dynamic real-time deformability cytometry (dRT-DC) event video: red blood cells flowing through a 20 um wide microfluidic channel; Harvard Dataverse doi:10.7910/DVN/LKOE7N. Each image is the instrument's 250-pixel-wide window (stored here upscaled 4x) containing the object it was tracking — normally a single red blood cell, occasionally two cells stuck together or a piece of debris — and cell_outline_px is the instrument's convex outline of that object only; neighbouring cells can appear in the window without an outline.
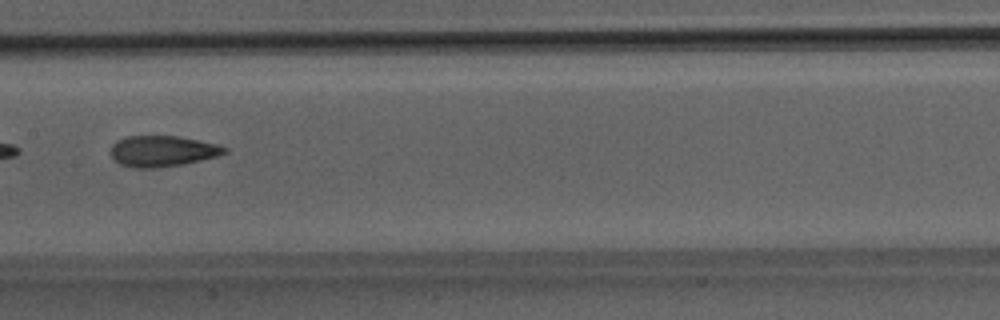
{"species": "Egyptian fruit bat (a non-hibernating species)", "species_latin": "Rousettus aegyptiacus", "temperature_condition": "room temperature", "stored_images_in_passage": 8, "camera_frame_rate_fps": 3000, "um_per_image_px": 0.085, "animal": {"sex": "male"}, "frame": {"image": 1, "passage_image": 8, "time_ms": 7.667, "image_size_px": [1000, 320], "cell_outline_px": [[228, 152], [216, 156], [200, 160], [180, 164], [148, 168], [132, 168], [120, 164], [112, 156], [112, 144], [116, 140], [128, 136], [176, 136], [216, 144], [228, 148]], "centroid_in_image_um": [13.78, 12.84], "position_along_channel_um": 193.6, "area_um2": 20.11}}